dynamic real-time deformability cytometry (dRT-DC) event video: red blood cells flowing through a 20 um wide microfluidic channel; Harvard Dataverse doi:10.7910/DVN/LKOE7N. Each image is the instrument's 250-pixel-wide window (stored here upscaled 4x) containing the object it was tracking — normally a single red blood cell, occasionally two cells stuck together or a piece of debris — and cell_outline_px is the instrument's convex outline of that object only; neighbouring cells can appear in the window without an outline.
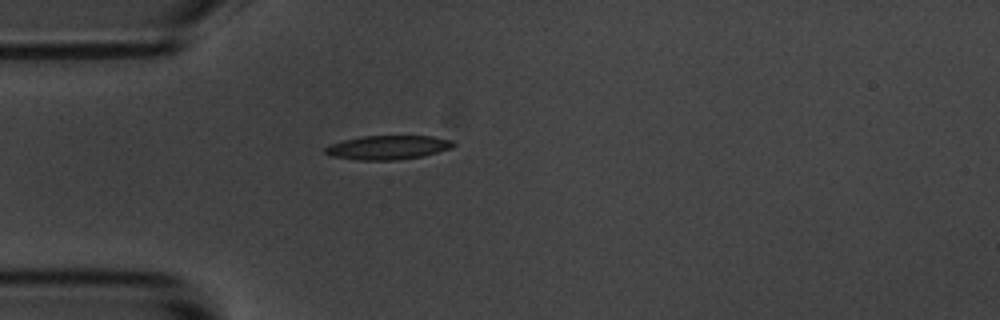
{"species": "common noctule bat (a hibernating species)", "species_latin": "Nyctalus noctula", "temperature_condition": "room temperature", "stored_images_in_passage": 1, "camera_frame_rate_fps": 3000, "um_per_image_px": 0.085, "animal": {"sex": "male", "body_mass_g": 20.1, "forearm_length_mm": 53.5}, "frame": {"image": 1, "passage_image": 1, "time_ms": 0.0, "image_size_px": [1000, 320], "cell_outline_px": [[456, 144], [452, 148], [424, 156], [396, 160], [356, 160], [332, 156], [324, 152], [324, 148], [332, 144], [344, 140], [360, 136], [432, 136], [452, 140]], "centroid_in_image_um": [33.0, 12.53], "position_along_channel_um": 52.0, "area_um2": 17.98}}